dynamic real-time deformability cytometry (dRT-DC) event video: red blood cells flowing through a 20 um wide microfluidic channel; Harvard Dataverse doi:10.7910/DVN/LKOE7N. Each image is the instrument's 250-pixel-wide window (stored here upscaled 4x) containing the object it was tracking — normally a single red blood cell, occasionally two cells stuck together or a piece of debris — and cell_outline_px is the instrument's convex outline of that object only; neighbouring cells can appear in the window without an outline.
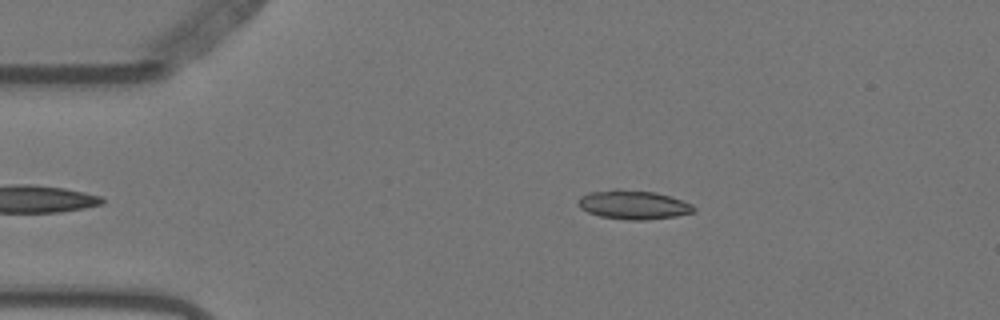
{"species": "Egyptian fruit bat (a non-hibernating species)", "species_latin": "Rousettus aegyptiacus", "temperature_condition": "warm", "stored_images_in_passage": 42, "camera_frame_rate_fps": 3000, "um_per_image_px": 0.085, "animal": {"sex": "female"}, "frame": {"image": 1, "passage_image": 3, "time_ms": 0.667, "image_size_px": [1000, 320], "cell_outline_px": [[696, 212], [676, 216], [644, 220], [628, 220], [600, 216], [588, 212], [580, 208], [576, 204], [580, 196], [588, 192], [612, 188], [616, 188], [656, 192], [692, 204], [696, 208]], "centroid_in_image_um": [53.8, 17.39], "position_along_channel_um": 31.2, "area_um2": 19.77}}
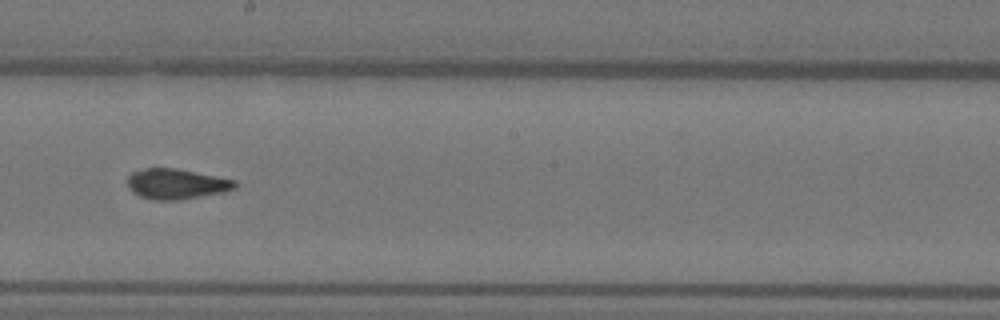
{"frame": {"image": 2, "passage_image": 24, "time_ms": 7.667, "image_size_px": [1000, 320], "cell_outline_px": [[236, 188], [224, 192], [176, 200], [152, 200], [140, 196], [132, 192], [128, 188], [128, 176], [132, 172], [144, 168], [176, 168], [236, 180]], "centroid_in_image_um": [14.97, 15.63], "position_along_channel_um": 233.2, "area_um2": 18.96}}
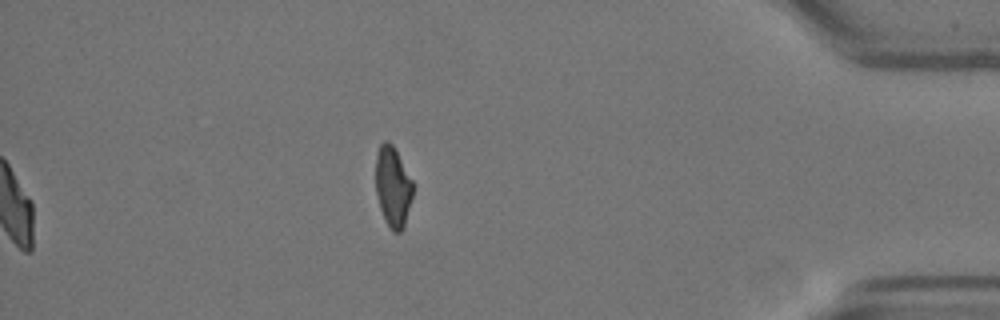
{"frame": {"image": 3, "passage_image": 42, "time_ms": 13.667, "image_size_px": [1000, 320], "cell_outline_px": [[412, 196], [404, 228], [400, 232], [392, 232], [384, 220], [380, 208], [376, 192], [376, 152], [380, 144], [384, 140], [388, 140], [392, 144], [412, 180]], "centroid_in_image_um": [33.38, 15.89], "position_along_channel_um": 401.8, "area_um2": 17.4}, "authors_computed_cell_mechanics": {"area_um2": 19.2185, "velocity_mm_per_s": 3.5329, "shape_relaxation_time_tau1_ms": 9.4725, "shape_relaxation_time_tau2_ms": 1.2409, "deformation_change_tau1": 0.238, "deformation_change_tau2": 0.0757}}